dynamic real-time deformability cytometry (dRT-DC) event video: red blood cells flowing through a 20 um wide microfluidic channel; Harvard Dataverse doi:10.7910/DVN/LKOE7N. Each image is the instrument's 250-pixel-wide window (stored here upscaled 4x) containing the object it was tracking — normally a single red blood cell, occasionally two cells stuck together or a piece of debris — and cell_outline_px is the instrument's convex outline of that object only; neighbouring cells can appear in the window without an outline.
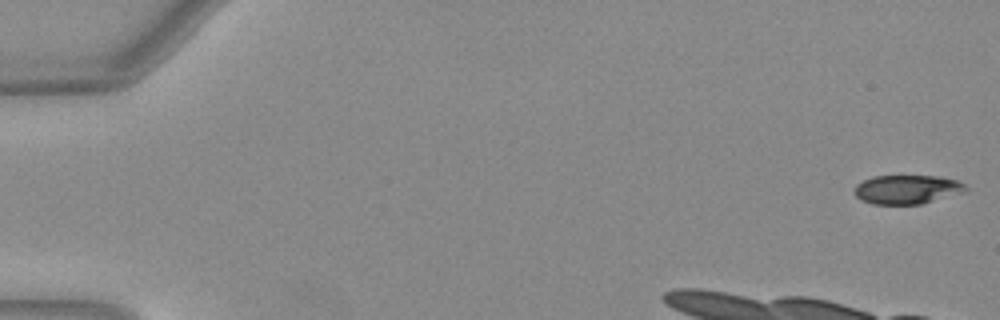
{"species": "Egyptian fruit bat (a non-hibernating species)", "species_latin": "Rousettus aegyptiacus", "temperature_condition": "warm", "stored_images_in_passage": 15, "camera_frame_rate_fps": 3000, "um_per_image_px": 0.085, "animal": {"sex": "female"}, "frame": {"image": 1, "passage_image": 1, "time_ms": 0.0, "image_size_px": [1000, 320], "cell_outline_px": [[968, 188], [964, 192], [920, 204], [872, 204], [860, 200], [856, 196], [856, 184], [872, 176], [940, 176], [956, 180], [964, 184]], "centroid_in_image_um": [77.1, 16.1], "position_along_channel_um": 7.9, "area_um2": 18.67}}
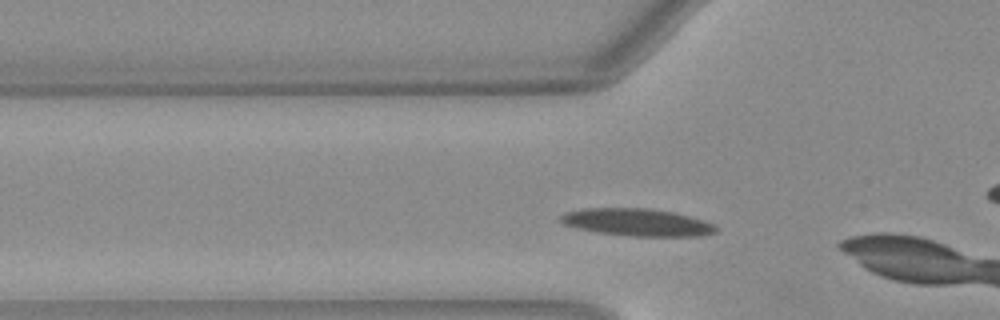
{"frame": {"image": 2, "passage_image": 12, "time_ms": 3.667, "image_size_px": [1000, 320], "cell_outline_px": [[720, 228], [716, 232], [700, 236], [628, 236], [596, 232], [576, 228], [564, 224], [556, 220], [556, 216], [564, 212], [584, 208], [648, 208], [672, 212], [704, 220], [716, 224]], "centroid_in_image_um": [54.11, 18.89], "position_along_channel_um": 71.7, "area_um2": 25.2}}